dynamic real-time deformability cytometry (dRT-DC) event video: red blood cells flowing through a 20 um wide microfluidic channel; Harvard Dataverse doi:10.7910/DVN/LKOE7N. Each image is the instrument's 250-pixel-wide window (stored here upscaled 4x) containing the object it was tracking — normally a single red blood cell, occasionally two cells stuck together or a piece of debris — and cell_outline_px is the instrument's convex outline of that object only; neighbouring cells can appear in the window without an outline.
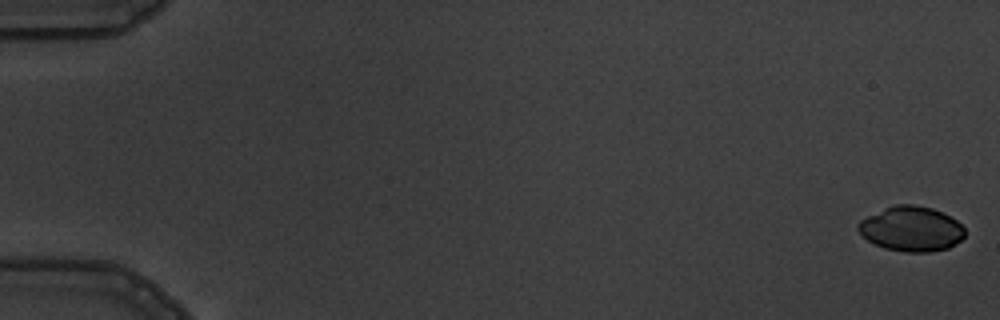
{"species": "common noctule bat (a hibernating species)", "species_latin": "Nyctalus noctula", "temperature_condition": "warm", "stored_images_in_passage": 8, "camera_frame_rate_fps": 3000, "um_per_image_px": 0.085, "animal": {"sex": "male", "body_mass_g": 19.5, "forearm_length_mm": 54.6}, "frame": {"image": 1, "passage_image": 1, "time_ms": 0.0, "image_size_px": [1000, 320], "cell_outline_px": [[964, 236], [960, 240], [948, 248], [932, 252], [904, 252], [884, 248], [868, 240], [856, 228], [856, 224], [860, 220], [884, 208], [896, 204], [916, 204], [932, 208], [956, 220], [964, 228]], "centroid_in_image_um": [77.44, 19.45], "position_along_channel_um": 7.6, "area_um2": 27.8}}
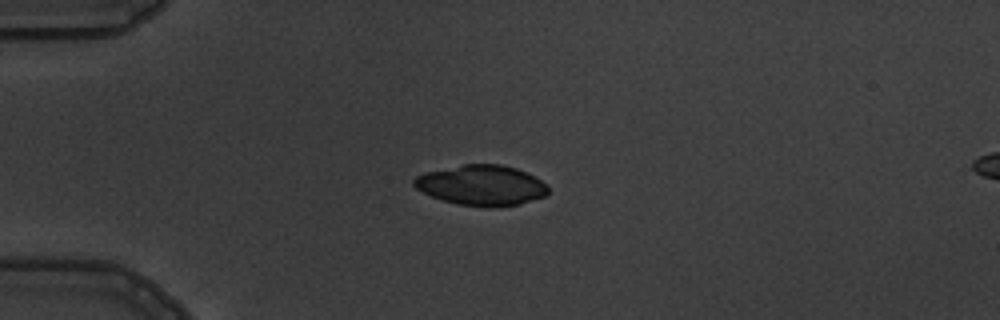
{"frame": {"image": 2, "passage_image": 5, "time_ms": 4.667, "image_size_px": [1000, 320], "cell_outline_px": [[548, 192], [544, 196], [520, 204], [488, 208], [456, 204], [432, 196], [416, 188], [412, 184], [412, 180], [416, 176], [424, 172], [464, 164], [500, 164], [516, 168], [536, 176], [548, 188]], "centroid_in_image_um": [40.91, 15.75], "position_along_channel_um": 44.1, "area_um2": 31.56}}